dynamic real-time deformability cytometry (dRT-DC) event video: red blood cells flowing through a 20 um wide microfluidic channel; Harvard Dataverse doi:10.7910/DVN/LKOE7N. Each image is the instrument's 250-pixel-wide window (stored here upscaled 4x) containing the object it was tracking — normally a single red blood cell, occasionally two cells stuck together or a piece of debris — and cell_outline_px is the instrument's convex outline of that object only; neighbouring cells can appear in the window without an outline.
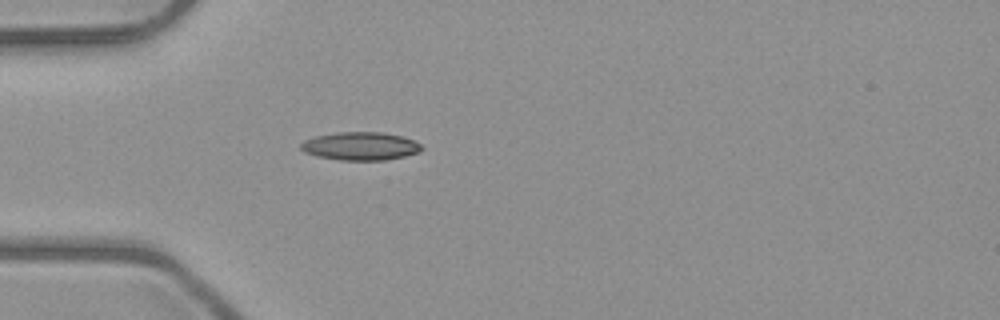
{"species": "common noctule bat (a hibernating species)", "species_latin": "Nyctalus noctula", "temperature_condition": "room temperature", "stored_images_in_passage": 5, "camera_frame_rate_fps": 3000, "um_per_image_px": 0.085, "animal": {"sex": "male", "body_mass_g": 23.1, "forearm_length_mm": 52.7}, "frame": {"image": 1, "passage_image": 5, "time_ms": 4.667, "image_size_px": [1000, 320], "cell_outline_px": [[424, 148], [420, 152], [404, 156], [384, 160], [340, 160], [316, 156], [304, 152], [300, 148], [300, 144], [304, 140], [316, 136], [340, 132], [384, 132], [416, 140]], "centroid_in_image_um": [30.65, 12.42], "position_along_channel_um": 54.3, "area_um2": 19.88}}